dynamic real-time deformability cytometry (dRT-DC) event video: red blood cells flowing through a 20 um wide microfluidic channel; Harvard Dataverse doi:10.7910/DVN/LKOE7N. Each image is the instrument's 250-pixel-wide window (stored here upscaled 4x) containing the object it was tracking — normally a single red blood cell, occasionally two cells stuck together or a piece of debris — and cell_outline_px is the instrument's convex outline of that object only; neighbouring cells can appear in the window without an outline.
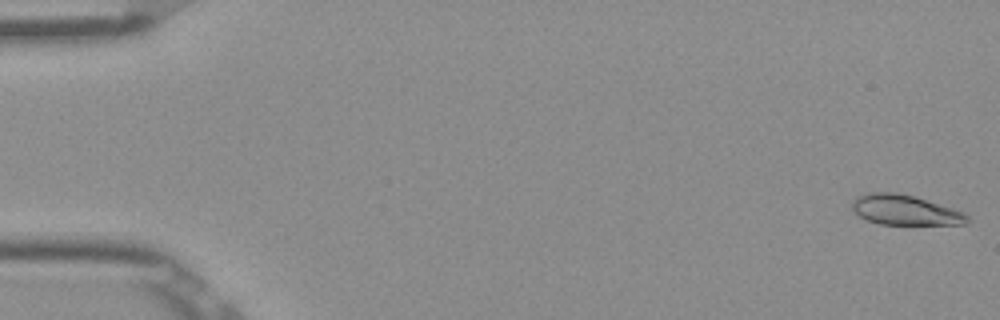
{"species": "Egyptian fruit bat (a non-hibernating species)", "species_latin": "Rousettus aegyptiacus", "temperature_condition": "room temperature", "stored_images_in_passage": 17, "camera_frame_rate_fps": 3000, "um_per_image_px": 0.085, "frame": {"image": 1, "passage_image": 1, "time_ms": 0.0, "image_size_px": [1000, 320], "cell_outline_px": [[968, 224], [880, 224], [868, 220], [860, 216], [852, 208], [852, 200], [856, 196], [868, 192], [896, 192], [912, 196], [952, 208], [964, 212], [968, 216]], "centroid_in_image_um": [76.9, 17.84], "position_along_channel_um": 8.1, "area_um2": 19.94}}
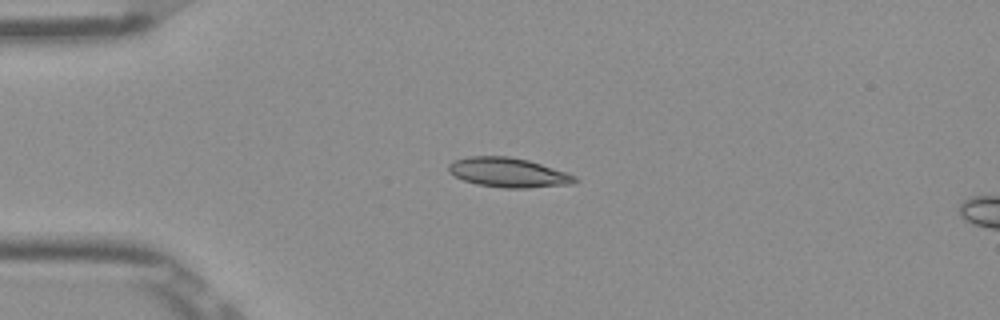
{"frame": {"image": 2, "passage_image": 13, "time_ms": 4.0, "image_size_px": [1000, 320], "cell_outline_px": [[580, 180], [572, 184], [528, 188], [504, 188], [476, 184], [464, 180], [448, 172], [448, 164], [452, 160], [468, 156], [508, 156], [528, 160], [568, 172], [576, 176]], "centroid_in_image_um": [43.22, 14.66], "position_along_channel_um": 41.8, "area_um2": 21.96}}